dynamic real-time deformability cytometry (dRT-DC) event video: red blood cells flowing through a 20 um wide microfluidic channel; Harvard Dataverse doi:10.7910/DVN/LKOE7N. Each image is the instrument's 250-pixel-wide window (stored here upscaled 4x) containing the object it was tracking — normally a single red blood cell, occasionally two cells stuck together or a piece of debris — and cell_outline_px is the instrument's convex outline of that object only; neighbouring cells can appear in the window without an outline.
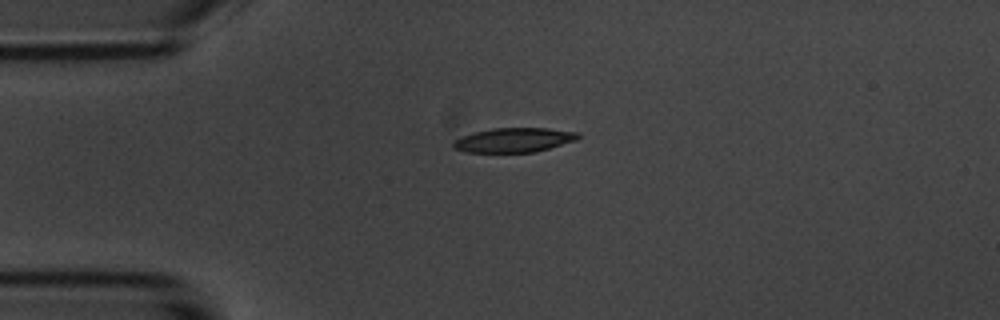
{"species": "common noctule bat (a hibernating species)", "species_latin": "Nyctalus noctula", "temperature_condition": "room temperature", "stored_images_in_passage": 2, "camera_frame_rate_fps": 3000, "um_per_image_px": 0.085, "animal": {"sex": "male", "body_mass_g": 20.1, "forearm_length_mm": 53.5}, "frame": {"image": 1, "passage_image": 1, "time_ms": 0.0, "image_size_px": [1000, 320], "cell_outline_px": [[580, 136], [576, 140], [548, 148], [532, 152], [464, 152], [452, 148], [452, 140], [472, 132], [492, 128], [548, 128], [580, 132]], "centroid_in_image_um": [43.63, 11.89], "position_along_channel_um": 41.4, "area_um2": 17.86}}